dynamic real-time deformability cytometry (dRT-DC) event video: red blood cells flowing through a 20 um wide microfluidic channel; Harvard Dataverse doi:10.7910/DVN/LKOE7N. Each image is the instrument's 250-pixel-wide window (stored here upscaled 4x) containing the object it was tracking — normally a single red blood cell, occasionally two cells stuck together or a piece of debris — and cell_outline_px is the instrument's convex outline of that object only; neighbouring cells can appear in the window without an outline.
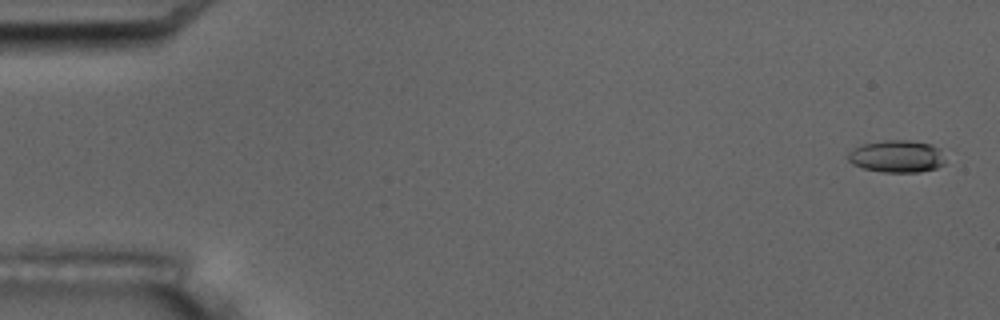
{"species": "common noctule bat (a hibernating species)", "species_latin": "Nyctalus noctula", "temperature_condition": "room temperature", "stored_images_in_passage": 17, "camera_frame_rate_fps": 3000, "um_per_image_px": 0.085, "animal": {"sex": "male", "body_mass_g": 17.5, "forearm_length_mm": 52.3}, "frame": {"image": 1, "passage_image": 1, "time_ms": 0.0, "image_size_px": [1000, 320], "cell_outline_px": [[944, 164], [936, 168], [920, 172], [884, 172], [864, 168], [852, 164], [848, 160], [848, 152], [860, 144], [884, 140], [908, 140], [932, 144], [940, 148], [944, 160]], "centroid_in_image_um": [76.23, 13.28], "position_along_channel_um": 8.8, "area_um2": 18.38}, "authors_computed_cell_mechanics": {"area_um2": 19.652, "velocity_mm_per_s": 3.4724, "shape_relaxation_time_tau1_ms": 5.3609, "shape_relaxation_time_tau2_ms": 6.1366, "deformation_change_tau1": 0.1769, "deformation_change_tau2": 0.1287}}